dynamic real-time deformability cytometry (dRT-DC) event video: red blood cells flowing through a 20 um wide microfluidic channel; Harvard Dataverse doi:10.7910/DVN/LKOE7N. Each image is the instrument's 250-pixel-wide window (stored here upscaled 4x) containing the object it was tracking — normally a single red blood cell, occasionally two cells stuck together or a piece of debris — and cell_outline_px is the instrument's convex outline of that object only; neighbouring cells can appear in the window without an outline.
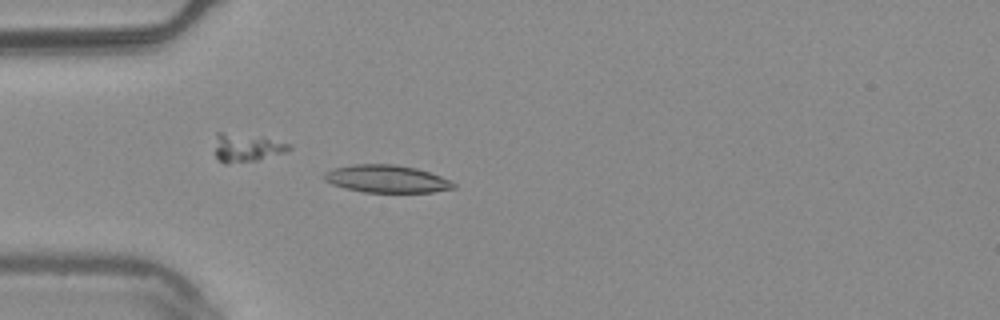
{"species": "common noctule bat (a hibernating species)", "species_latin": "Nyctalus noctula", "temperature_condition": "warm", "stored_images_in_passage": 44, "camera_frame_rate_fps": 3000, "um_per_image_px": 0.085, "animal": {"sex": "male", "body_mass_g": 20.4}, "frame": {"image": 1, "passage_image": 13, "time_ms": 4.0, "image_size_px": [1000, 320], "cell_outline_px": [[456, 188], [432, 192], [364, 192], [344, 188], [332, 184], [324, 180], [324, 172], [332, 168], [352, 164], [392, 164], [416, 168], [452, 180], [456, 184]], "centroid_in_image_um": [32.86, 15.2], "position_along_channel_um": 52.1, "area_um2": 20.87}, "authors_computed_cell_mechanics": {"area_um2": 19.3919, "velocity_mm_per_s": 3.7585, "shape_relaxation_time_tau1_ms": 6.5995, "shape_relaxation_time_tau2_ms": 3.4164, "deformation_change_tau1": 0.1632, "deformation_change_tau2": 0.104}}